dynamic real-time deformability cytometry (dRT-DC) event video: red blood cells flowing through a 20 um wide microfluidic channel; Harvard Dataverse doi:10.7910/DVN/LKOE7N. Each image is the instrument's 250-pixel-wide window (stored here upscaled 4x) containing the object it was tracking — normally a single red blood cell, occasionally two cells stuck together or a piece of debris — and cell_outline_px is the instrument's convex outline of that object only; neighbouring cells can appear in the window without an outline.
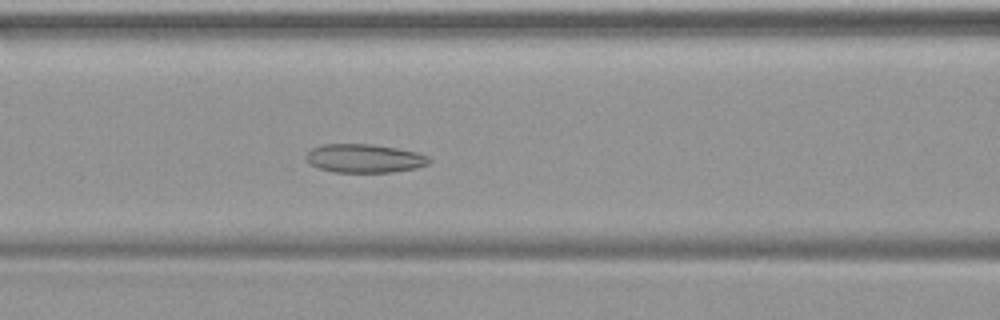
{"species": "common noctule bat (a hibernating species)", "species_latin": "Nyctalus noctula", "temperature_condition": "warm", "stored_images_in_passage": 34, "camera_frame_rate_fps": 3000, "um_per_image_px": 0.085, "animal": {"sex": "female", "body_mass_g": 19.9}, "frame": {"image": 1, "passage_image": 6, "time_ms": 1.667, "image_size_px": [1000, 320], "cell_outline_px": [[432, 160], [428, 164], [416, 168], [392, 172], [332, 172], [320, 168], [312, 164], [304, 156], [312, 148], [320, 144], [372, 144], [396, 148], [416, 152], [428, 156]], "centroid_in_image_um": [30.98, 13.46], "position_along_channel_um": 135.6, "area_um2": 20.46}}
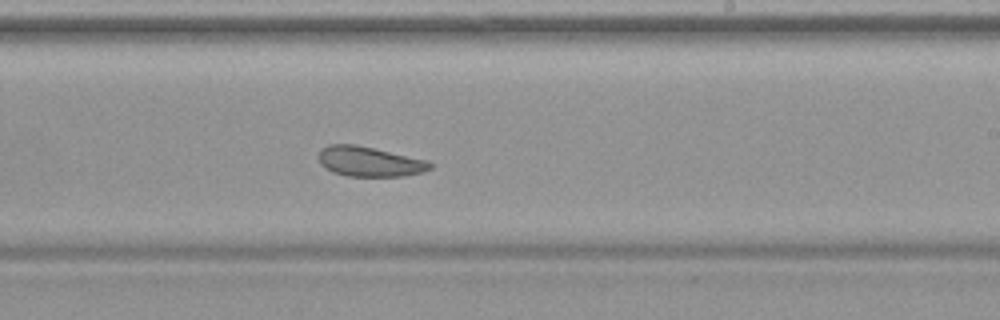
{"frame": {"image": 2, "passage_image": 15, "time_ms": 4.667, "image_size_px": [1000, 320], "cell_outline_px": [[432, 168], [424, 172], [404, 176], [348, 176], [332, 172], [324, 168], [320, 164], [320, 148], [328, 144], [356, 144], [428, 160], [432, 164]], "centroid_in_image_um": [31.41, 13.73], "position_along_channel_um": 257.6, "area_um2": 19.59}}
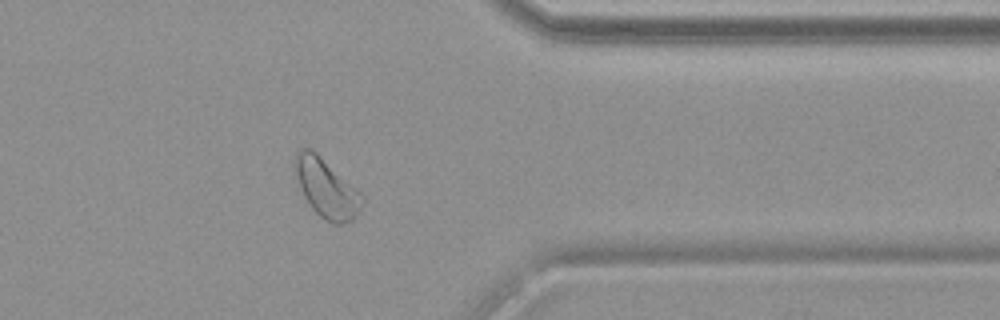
{"frame": {"image": 3, "passage_image": 25, "time_ms": 8.0, "image_size_px": [1000, 320], "cell_outline_px": [[364, 200], [360, 208], [352, 220], [344, 224], [332, 224], [324, 220], [312, 208], [304, 196], [292, 172], [292, 168], [296, 152], [300, 148], [308, 148], [316, 152], [356, 188], [364, 196]], "centroid_in_image_um": [27.7, 15.99], "position_along_channel_um": 383.7, "area_um2": 23.12}}